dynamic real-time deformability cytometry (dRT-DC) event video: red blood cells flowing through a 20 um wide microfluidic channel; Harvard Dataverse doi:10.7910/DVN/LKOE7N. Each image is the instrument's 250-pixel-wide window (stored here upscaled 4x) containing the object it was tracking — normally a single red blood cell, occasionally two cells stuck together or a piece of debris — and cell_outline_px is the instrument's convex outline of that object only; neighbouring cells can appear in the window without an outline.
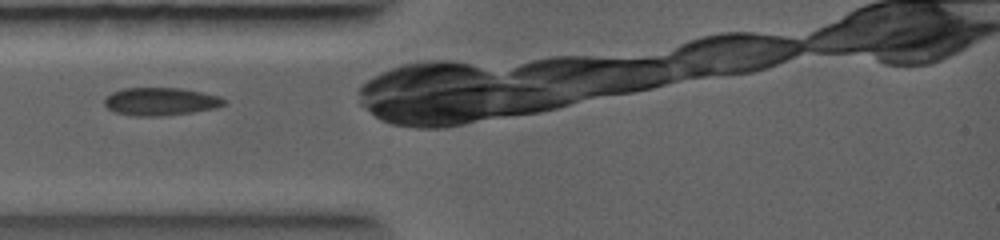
{"species": "common noctule bat (a hibernating species)", "species_latin": "Nyctalus noctula", "temperature_condition": "warm", "stored_images_in_passage": 26, "camera_frame_rate_fps": 5000, "um_per_image_px": 0.085, "animal": {"sex": "female", "body_mass_g": 19.0, "forearm_length_mm": 56.7}, "frame": {"image": 1, "passage_image": 1, "time_ms": 0.0, "image_size_px": [1000, 240], "cell_outline_px": [[228, 104], [216, 108], [192, 112], [116, 112], [108, 108], [104, 104], [104, 96], [112, 92], [124, 88], [180, 88], [220, 96], [228, 100]], "centroid_in_image_um": [13.74, 8.54], "position_along_channel_um": 71.3, "area_um2": 18.09}}
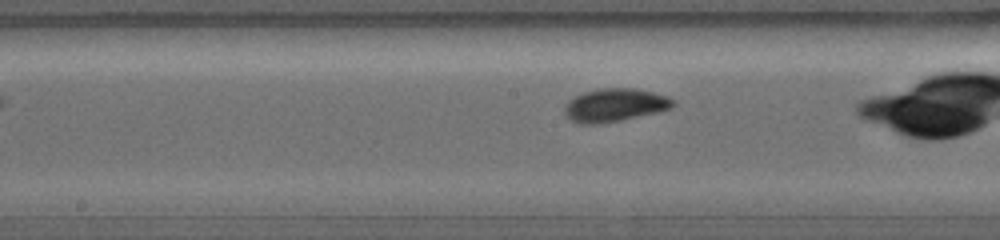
{"frame": {"image": 2, "passage_image": 9, "time_ms": 2.0, "image_size_px": [1000, 240], "cell_outline_px": [[676, 104], [672, 108], [656, 112], [616, 120], [576, 120], [568, 116], [564, 112], [564, 104], [568, 100], [584, 92], [600, 88], [636, 88], [668, 96], [676, 100]], "centroid_in_image_um": [52.36, 8.84], "position_along_channel_um": 195.8, "area_um2": 19.83}}
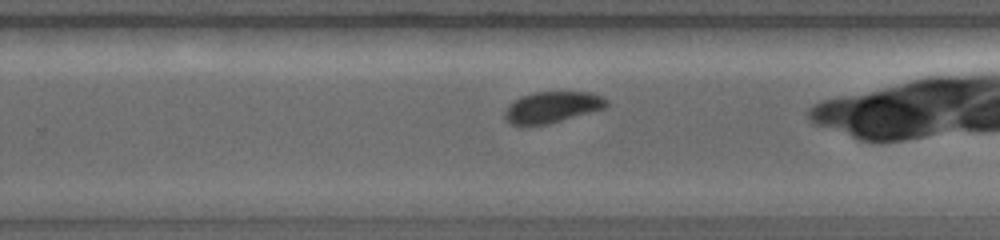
{"frame": {"image": 3, "passage_image": 15, "time_ms": 3.4, "image_size_px": [1000, 240], "cell_outline_px": [[608, 104], [604, 108], [544, 124], [512, 124], [504, 116], [504, 108], [512, 100], [520, 96], [536, 92], [592, 92], [604, 96], [608, 100]], "centroid_in_image_um": [46.92, 9.07], "position_along_channel_um": 282.9, "area_um2": 18.21}}